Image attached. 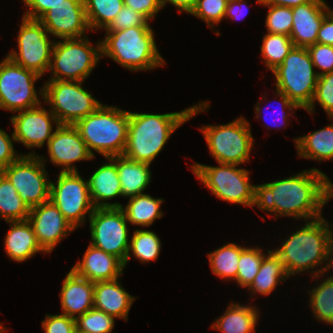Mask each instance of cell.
<instances>
[{"label":"cell","instance_id":"cell-2","mask_svg":"<svg viewBox=\"0 0 333 333\" xmlns=\"http://www.w3.org/2000/svg\"><path fill=\"white\" fill-rule=\"evenodd\" d=\"M273 251L281 259L289 277L309 271L311 277L317 279L333 267V229L323 216L306 221ZM324 262L327 263L323 268H316Z\"/></svg>","mask_w":333,"mask_h":333},{"label":"cell","instance_id":"cell-45","mask_svg":"<svg viewBox=\"0 0 333 333\" xmlns=\"http://www.w3.org/2000/svg\"><path fill=\"white\" fill-rule=\"evenodd\" d=\"M12 140L15 142L13 134L9 137L5 130L0 129V171L22 155L16 152Z\"/></svg>","mask_w":333,"mask_h":333},{"label":"cell","instance_id":"cell-15","mask_svg":"<svg viewBox=\"0 0 333 333\" xmlns=\"http://www.w3.org/2000/svg\"><path fill=\"white\" fill-rule=\"evenodd\" d=\"M17 36L18 51L12 50L8 57L20 66L32 70L40 76L48 72L55 40L38 21L22 16Z\"/></svg>","mask_w":333,"mask_h":333},{"label":"cell","instance_id":"cell-10","mask_svg":"<svg viewBox=\"0 0 333 333\" xmlns=\"http://www.w3.org/2000/svg\"><path fill=\"white\" fill-rule=\"evenodd\" d=\"M82 83L49 80L43 85V100L49 105L59 124L74 125L102 105L82 87Z\"/></svg>","mask_w":333,"mask_h":333},{"label":"cell","instance_id":"cell-28","mask_svg":"<svg viewBox=\"0 0 333 333\" xmlns=\"http://www.w3.org/2000/svg\"><path fill=\"white\" fill-rule=\"evenodd\" d=\"M297 155L304 159L333 160V123L294 139Z\"/></svg>","mask_w":333,"mask_h":333},{"label":"cell","instance_id":"cell-19","mask_svg":"<svg viewBox=\"0 0 333 333\" xmlns=\"http://www.w3.org/2000/svg\"><path fill=\"white\" fill-rule=\"evenodd\" d=\"M47 150L51 162L61 166L60 172H77L73 163L94 158L74 125L56 126Z\"/></svg>","mask_w":333,"mask_h":333},{"label":"cell","instance_id":"cell-29","mask_svg":"<svg viewBox=\"0 0 333 333\" xmlns=\"http://www.w3.org/2000/svg\"><path fill=\"white\" fill-rule=\"evenodd\" d=\"M259 271L252 284L248 287L251 295H270L281 282L289 277L279 256L271 249L267 250Z\"/></svg>","mask_w":333,"mask_h":333},{"label":"cell","instance_id":"cell-11","mask_svg":"<svg viewBox=\"0 0 333 333\" xmlns=\"http://www.w3.org/2000/svg\"><path fill=\"white\" fill-rule=\"evenodd\" d=\"M45 163L44 156L31 151L1 170L29 209L50 200L51 181Z\"/></svg>","mask_w":333,"mask_h":333},{"label":"cell","instance_id":"cell-36","mask_svg":"<svg viewBox=\"0 0 333 333\" xmlns=\"http://www.w3.org/2000/svg\"><path fill=\"white\" fill-rule=\"evenodd\" d=\"M293 47L290 36L266 33L262 38L260 50L267 69L273 71L282 64Z\"/></svg>","mask_w":333,"mask_h":333},{"label":"cell","instance_id":"cell-18","mask_svg":"<svg viewBox=\"0 0 333 333\" xmlns=\"http://www.w3.org/2000/svg\"><path fill=\"white\" fill-rule=\"evenodd\" d=\"M27 220L32 226L37 242L47 254L75 230L50 200L31 208Z\"/></svg>","mask_w":333,"mask_h":333},{"label":"cell","instance_id":"cell-12","mask_svg":"<svg viewBox=\"0 0 333 333\" xmlns=\"http://www.w3.org/2000/svg\"><path fill=\"white\" fill-rule=\"evenodd\" d=\"M41 77L6 55L0 62V109L16 113L40 105L38 94L43 99V86L37 92L34 83Z\"/></svg>","mask_w":333,"mask_h":333},{"label":"cell","instance_id":"cell-9","mask_svg":"<svg viewBox=\"0 0 333 333\" xmlns=\"http://www.w3.org/2000/svg\"><path fill=\"white\" fill-rule=\"evenodd\" d=\"M250 123L243 117L226 125L201 127L209 152L217 163L241 165L250 160V152L255 141L250 130Z\"/></svg>","mask_w":333,"mask_h":333},{"label":"cell","instance_id":"cell-8","mask_svg":"<svg viewBox=\"0 0 333 333\" xmlns=\"http://www.w3.org/2000/svg\"><path fill=\"white\" fill-rule=\"evenodd\" d=\"M95 48L87 36L55 41L50 66V80L85 81L102 58L101 42Z\"/></svg>","mask_w":333,"mask_h":333},{"label":"cell","instance_id":"cell-4","mask_svg":"<svg viewBox=\"0 0 333 333\" xmlns=\"http://www.w3.org/2000/svg\"><path fill=\"white\" fill-rule=\"evenodd\" d=\"M151 26L106 31L101 41L102 57L107 56L131 71H146L165 65Z\"/></svg>","mask_w":333,"mask_h":333},{"label":"cell","instance_id":"cell-50","mask_svg":"<svg viewBox=\"0 0 333 333\" xmlns=\"http://www.w3.org/2000/svg\"><path fill=\"white\" fill-rule=\"evenodd\" d=\"M275 94L278 96V97H280V99L282 100H278L279 101V104H280V106H281V109L284 111V109L286 110V109H288V111H291V114H293V110L294 109H299L300 107H298L294 102H292L290 99H289V97L287 96V95H285V94H283L282 92H280V91H278V90H276V92H275ZM281 102V103H280ZM280 112V111H279ZM290 113H286V111L285 112H281V113H277L276 115H277V117H278V119H276L275 118V120H277L278 122H279V120L281 119L282 120V122H284V124L286 123V121H287V118L288 117H291V115H289ZM279 115V116H278ZM287 115H288V117H287ZM274 116V115H273ZM270 119V118H269ZM269 119H266V118H263V121H266V120H269ZM272 119V118H271ZM270 119V120H271ZM277 122V123H278ZM274 124V123H273ZM279 124V126L281 127V125L283 126L284 124H281L280 122L278 123ZM278 124H275L274 126L275 127H277L278 126Z\"/></svg>","mask_w":333,"mask_h":333},{"label":"cell","instance_id":"cell-44","mask_svg":"<svg viewBox=\"0 0 333 333\" xmlns=\"http://www.w3.org/2000/svg\"><path fill=\"white\" fill-rule=\"evenodd\" d=\"M42 329L45 333H75L76 323L75 319L61 314L50 315L47 314L45 319L41 322Z\"/></svg>","mask_w":333,"mask_h":333},{"label":"cell","instance_id":"cell-33","mask_svg":"<svg viewBox=\"0 0 333 333\" xmlns=\"http://www.w3.org/2000/svg\"><path fill=\"white\" fill-rule=\"evenodd\" d=\"M161 241L156 233L151 230L136 229L131 236L129 249L124 267L127 266L131 254L141 263L156 261L160 255Z\"/></svg>","mask_w":333,"mask_h":333},{"label":"cell","instance_id":"cell-43","mask_svg":"<svg viewBox=\"0 0 333 333\" xmlns=\"http://www.w3.org/2000/svg\"><path fill=\"white\" fill-rule=\"evenodd\" d=\"M307 49L311 55L314 67L322 70L317 72L319 76L333 72V46L315 43Z\"/></svg>","mask_w":333,"mask_h":333},{"label":"cell","instance_id":"cell-38","mask_svg":"<svg viewBox=\"0 0 333 333\" xmlns=\"http://www.w3.org/2000/svg\"><path fill=\"white\" fill-rule=\"evenodd\" d=\"M114 316L95 307L76 317V330L81 333H111L114 328Z\"/></svg>","mask_w":333,"mask_h":333},{"label":"cell","instance_id":"cell-26","mask_svg":"<svg viewBox=\"0 0 333 333\" xmlns=\"http://www.w3.org/2000/svg\"><path fill=\"white\" fill-rule=\"evenodd\" d=\"M117 173L120 180L122 197L144 194L151 179L150 164L141 163L125 157L116 156Z\"/></svg>","mask_w":333,"mask_h":333},{"label":"cell","instance_id":"cell-22","mask_svg":"<svg viewBox=\"0 0 333 333\" xmlns=\"http://www.w3.org/2000/svg\"><path fill=\"white\" fill-rule=\"evenodd\" d=\"M59 298L62 313L76 319L94 307V283L71 269L63 279Z\"/></svg>","mask_w":333,"mask_h":333},{"label":"cell","instance_id":"cell-3","mask_svg":"<svg viewBox=\"0 0 333 333\" xmlns=\"http://www.w3.org/2000/svg\"><path fill=\"white\" fill-rule=\"evenodd\" d=\"M209 108L206 101L180 112L149 114L129 112L127 142L122 155L150 164L162 151L170 136L182 124Z\"/></svg>","mask_w":333,"mask_h":333},{"label":"cell","instance_id":"cell-39","mask_svg":"<svg viewBox=\"0 0 333 333\" xmlns=\"http://www.w3.org/2000/svg\"><path fill=\"white\" fill-rule=\"evenodd\" d=\"M261 5L269 7L265 20L267 33L290 36L293 25L292 8L270 4Z\"/></svg>","mask_w":333,"mask_h":333},{"label":"cell","instance_id":"cell-21","mask_svg":"<svg viewBox=\"0 0 333 333\" xmlns=\"http://www.w3.org/2000/svg\"><path fill=\"white\" fill-rule=\"evenodd\" d=\"M124 268V263L119 258L89 244L82 261L78 260L71 269L78 276L97 283L120 279Z\"/></svg>","mask_w":333,"mask_h":333},{"label":"cell","instance_id":"cell-13","mask_svg":"<svg viewBox=\"0 0 333 333\" xmlns=\"http://www.w3.org/2000/svg\"><path fill=\"white\" fill-rule=\"evenodd\" d=\"M50 201L64 215L65 219L75 228L86 222L95 207L92 204L88 181L79 172H60L55 183H50Z\"/></svg>","mask_w":333,"mask_h":333},{"label":"cell","instance_id":"cell-24","mask_svg":"<svg viewBox=\"0 0 333 333\" xmlns=\"http://www.w3.org/2000/svg\"><path fill=\"white\" fill-rule=\"evenodd\" d=\"M135 299L122 287L118 278L94 283V307L115 318L128 321Z\"/></svg>","mask_w":333,"mask_h":333},{"label":"cell","instance_id":"cell-20","mask_svg":"<svg viewBox=\"0 0 333 333\" xmlns=\"http://www.w3.org/2000/svg\"><path fill=\"white\" fill-rule=\"evenodd\" d=\"M293 25L290 38L294 47L308 48L317 43V33L329 13L325 0H313L292 8Z\"/></svg>","mask_w":333,"mask_h":333},{"label":"cell","instance_id":"cell-40","mask_svg":"<svg viewBox=\"0 0 333 333\" xmlns=\"http://www.w3.org/2000/svg\"><path fill=\"white\" fill-rule=\"evenodd\" d=\"M229 0H196L191 15L206 22L207 26L215 28L225 16ZM214 27V28H213Z\"/></svg>","mask_w":333,"mask_h":333},{"label":"cell","instance_id":"cell-1","mask_svg":"<svg viewBox=\"0 0 333 333\" xmlns=\"http://www.w3.org/2000/svg\"><path fill=\"white\" fill-rule=\"evenodd\" d=\"M333 198V183L317 168L285 179L258 185V208L277 216L305 221L322 217V208Z\"/></svg>","mask_w":333,"mask_h":333},{"label":"cell","instance_id":"cell-49","mask_svg":"<svg viewBox=\"0 0 333 333\" xmlns=\"http://www.w3.org/2000/svg\"><path fill=\"white\" fill-rule=\"evenodd\" d=\"M247 1L246 0H229L225 12L224 18L233 19V20H240L245 17V13L249 9L248 6H246ZM245 8V9H244Z\"/></svg>","mask_w":333,"mask_h":333},{"label":"cell","instance_id":"cell-53","mask_svg":"<svg viewBox=\"0 0 333 333\" xmlns=\"http://www.w3.org/2000/svg\"><path fill=\"white\" fill-rule=\"evenodd\" d=\"M6 327H4L1 323H0V333H3V332H5V330H7V329H5Z\"/></svg>","mask_w":333,"mask_h":333},{"label":"cell","instance_id":"cell-41","mask_svg":"<svg viewBox=\"0 0 333 333\" xmlns=\"http://www.w3.org/2000/svg\"><path fill=\"white\" fill-rule=\"evenodd\" d=\"M315 102H318L328 118L333 120V72L319 76L313 101L306 109L309 114H313Z\"/></svg>","mask_w":333,"mask_h":333},{"label":"cell","instance_id":"cell-51","mask_svg":"<svg viewBox=\"0 0 333 333\" xmlns=\"http://www.w3.org/2000/svg\"><path fill=\"white\" fill-rule=\"evenodd\" d=\"M195 2L196 0H159L161 8H163L166 4L170 3L179 10L178 12L181 13V11H183L189 14L193 10Z\"/></svg>","mask_w":333,"mask_h":333},{"label":"cell","instance_id":"cell-7","mask_svg":"<svg viewBox=\"0 0 333 333\" xmlns=\"http://www.w3.org/2000/svg\"><path fill=\"white\" fill-rule=\"evenodd\" d=\"M307 48L293 47L282 64L272 71L276 90L306 110L312 103L319 78Z\"/></svg>","mask_w":333,"mask_h":333},{"label":"cell","instance_id":"cell-35","mask_svg":"<svg viewBox=\"0 0 333 333\" xmlns=\"http://www.w3.org/2000/svg\"><path fill=\"white\" fill-rule=\"evenodd\" d=\"M310 292L309 306L318 321L333 325V275L323 281Z\"/></svg>","mask_w":333,"mask_h":333},{"label":"cell","instance_id":"cell-46","mask_svg":"<svg viewBox=\"0 0 333 333\" xmlns=\"http://www.w3.org/2000/svg\"><path fill=\"white\" fill-rule=\"evenodd\" d=\"M26 5L27 11L23 17L38 20L51 7L63 4L65 0H22Z\"/></svg>","mask_w":333,"mask_h":333},{"label":"cell","instance_id":"cell-52","mask_svg":"<svg viewBox=\"0 0 333 333\" xmlns=\"http://www.w3.org/2000/svg\"><path fill=\"white\" fill-rule=\"evenodd\" d=\"M313 0H256L257 4H270L293 8L295 6L312 2Z\"/></svg>","mask_w":333,"mask_h":333},{"label":"cell","instance_id":"cell-32","mask_svg":"<svg viewBox=\"0 0 333 333\" xmlns=\"http://www.w3.org/2000/svg\"><path fill=\"white\" fill-rule=\"evenodd\" d=\"M30 209L22 201L17 190L0 171V218L7 221H24Z\"/></svg>","mask_w":333,"mask_h":333},{"label":"cell","instance_id":"cell-5","mask_svg":"<svg viewBox=\"0 0 333 333\" xmlns=\"http://www.w3.org/2000/svg\"><path fill=\"white\" fill-rule=\"evenodd\" d=\"M128 124L129 111L102 104L96 111L77 121L74 126L94 157L93 151H96L105 158H110L123 154Z\"/></svg>","mask_w":333,"mask_h":333},{"label":"cell","instance_id":"cell-37","mask_svg":"<svg viewBox=\"0 0 333 333\" xmlns=\"http://www.w3.org/2000/svg\"><path fill=\"white\" fill-rule=\"evenodd\" d=\"M264 256L263 250L258 246L255 248L246 247L241 252L238 261L237 277L235 279L239 286L248 288L252 284Z\"/></svg>","mask_w":333,"mask_h":333},{"label":"cell","instance_id":"cell-16","mask_svg":"<svg viewBox=\"0 0 333 333\" xmlns=\"http://www.w3.org/2000/svg\"><path fill=\"white\" fill-rule=\"evenodd\" d=\"M16 113L18 114L10 118L14 127L11 134H13L15 142H20L30 149L40 148L45 143L47 144L54 133L53 124L59 125L56 116L41 104Z\"/></svg>","mask_w":333,"mask_h":333},{"label":"cell","instance_id":"cell-48","mask_svg":"<svg viewBox=\"0 0 333 333\" xmlns=\"http://www.w3.org/2000/svg\"><path fill=\"white\" fill-rule=\"evenodd\" d=\"M317 43L333 46V15L328 13L317 33Z\"/></svg>","mask_w":333,"mask_h":333},{"label":"cell","instance_id":"cell-14","mask_svg":"<svg viewBox=\"0 0 333 333\" xmlns=\"http://www.w3.org/2000/svg\"><path fill=\"white\" fill-rule=\"evenodd\" d=\"M91 244L125 263L129 249L126 216L121 207L95 208L89 216Z\"/></svg>","mask_w":333,"mask_h":333},{"label":"cell","instance_id":"cell-34","mask_svg":"<svg viewBox=\"0 0 333 333\" xmlns=\"http://www.w3.org/2000/svg\"><path fill=\"white\" fill-rule=\"evenodd\" d=\"M84 6L90 30H105L124 7V1L84 0Z\"/></svg>","mask_w":333,"mask_h":333},{"label":"cell","instance_id":"cell-27","mask_svg":"<svg viewBox=\"0 0 333 333\" xmlns=\"http://www.w3.org/2000/svg\"><path fill=\"white\" fill-rule=\"evenodd\" d=\"M259 315L255 306H243L233 302L211 327L222 333H255Z\"/></svg>","mask_w":333,"mask_h":333},{"label":"cell","instance_id":"cell-47","mask_svg":"<svg viewBox=\"0 0 333 333\" xmlns=\"http://www.w3.org/2000/svg\"><path fill=\"white\" fill-rule=\"evenodd\" d=\"M124 6L131 8L152 20L162 9L159 0H123Z\"/></svg>","mask_w":333,"mask_h":333},{"label":"cell","instance_id":"cell-54","mask_svg":"<svg viewBox=\"0 0 333 333\" xmlns=\"http://www.w3.org/2000/svg\"><path fill=\"white\" fill-rule=\"evenodd\" d=\"M329 13L333 15V10L331 11L330 8H329Z\"/></svg>","mask_w":333,"mask_h":333},{"label":"cell","instance_id":"cell-31","mask_svg":"<svg viewBox=\"0 0 333 333\" xmlns=\"http://www.w3.org/2000/svg\"><path fill=\"white\" fill-rule=\"evenodd\" d=\"M245 248L231 242L210 252L207 256L213 274L227 281L235 280L240 254Z\"/></svg>","mask_w":333,"mask_h":333},{"label":"cell","instance_id":"cell-25","mask_svg":"<svg viewBox=\"0 0 333 333\" xmlns=\"http://www.w3.org/2000/svg\"><path fill=\"white\" fill-rule=\"evenodd\" d=\"M10 230L5 236V251L12 261L24 262L38 252L46 253L36 240L28 220L7 221Z\"/></svg>","mask_w":333,"mask_h":333},{"label":"cell","instance_id":"cell-30","mask_svg":"<svg viewBox=\"0 0 333 333\" xmlns=\"http://www.w3.org/2000/svg\"><path fill=\"white\" fill-rule=\"evenodd\" d=\"M162 198H153L149 194H140L129 198L128 204L121 206L127 222L132 225L149 227L155 219L162 218L164 212L161 211ZM125 207V208H124Z\"/></svg>","mask_w":333,"mask_h":333},{"label":"cell","instance_id":"cell-23","mask_svg":"<svg viewBox=\"0 0 333 333\" xmlns=\"http://www.w3.org/2000/svg\"><path fill=\"white\" fill-rule=\"evenodd\" d=\"M106 159H108V163L101 165L87 180L90 198L95 208L121 207V203L115 201L114 203L106 202L117 196L122 197L116 156Z\"/></svg>","mask_w":333,"mask_h":333},{"label":"cell","instance_id":"cell-42","mask_svg":"<svg viewBox=\"0 0 333 333\" xmlns=\"http://www.w3.org/2000/svg\"><path fill=\"white\" fill-rule=\"evenodd\" d=\"M148 22L149 20L141 13L124 6L105 30L120 31L130 27L150 26Z\"/></svg>","mask_w":333,"mask_h":333},{"label":"cell","instance_id":"cell-6","mask_svg":"<svg viewBox=\"0 0 333 333\" xmlns=\"http://www.w3.org/2000/svg\"><path fill=\"white\" fill-rule=\"evenodd\" d=\"M238 166L219 163L214 167L197 162L191 165V171L218 199L251 208L258 206V185H251L249 171Z\"/></svg>","mask_w":333,"mask_h":333},{"label":"cell","instance_id":"cell-17","mask_svg":"<svg viewBox=\"0 0 333 333\" xmlns=\"http://www.w3.org/2000/svg\"><path fill=\"white\" fill-rule=\"evenodd\" d=\"M38 21L55 38H80L90 30L84 0H65L63 4L51 7Z\"/></svg>","mask_w":333,"mask_h":333}]
</instances>
